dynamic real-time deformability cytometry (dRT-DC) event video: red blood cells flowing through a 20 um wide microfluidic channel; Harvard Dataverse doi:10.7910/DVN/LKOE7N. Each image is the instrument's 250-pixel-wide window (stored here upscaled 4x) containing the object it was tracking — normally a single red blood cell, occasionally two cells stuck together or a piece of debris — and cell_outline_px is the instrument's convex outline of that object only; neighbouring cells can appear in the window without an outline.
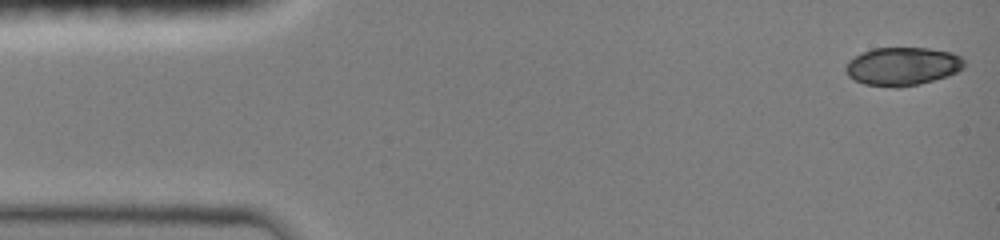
{"species": "common noctule bat (a hibernating species)", "species_latin": "Nyctalus noctula", "temperature_condition": "room temperature", "stored_images_in_passage": 24, "camera_frame_rate_fps": 3000, "um_per_image_px": 0.085, "animal": {"sex": "female", "body_mass_g": 19.0, "forearm_length_mm": 51.5}, "frame": {"image": 1, "passage_image": 1, "time_ms": 0.0, "image_size_px": [1000, 240], "cell_outline_px": [[964, 68], [948, 76], [900, 88], [896, 88], [864, 84], [848, 76], [844, 68], [848, 60], [872, 48], [928, 48], [948, 52], [960, 56], [964, 60]], "centroid_in_image_um": [76.69, 5.64], "position_along_channel_um": 8.3, "area_um2": 26.3}}
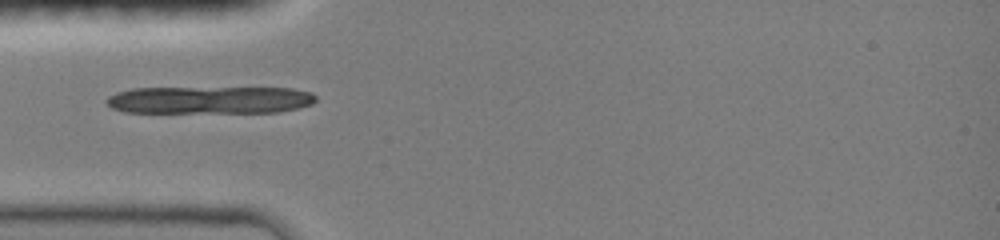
{"frame": {"image": 2, "passage_image": 11, "time_ms": 4.333, "image_size_px": [1000, 240], "cell_outline_px": [[316, 100], [312, 104], [280, 112], [124, 112], [112, 108], [104, 100], [108, 96], [116, 92], [132, 88], [292, 88], [312, 92], [316, 96]], "centroid_in_image_um": [17.82, 8.49], "position_along_channel_um": 67.2, "area_um2": 33.58}}